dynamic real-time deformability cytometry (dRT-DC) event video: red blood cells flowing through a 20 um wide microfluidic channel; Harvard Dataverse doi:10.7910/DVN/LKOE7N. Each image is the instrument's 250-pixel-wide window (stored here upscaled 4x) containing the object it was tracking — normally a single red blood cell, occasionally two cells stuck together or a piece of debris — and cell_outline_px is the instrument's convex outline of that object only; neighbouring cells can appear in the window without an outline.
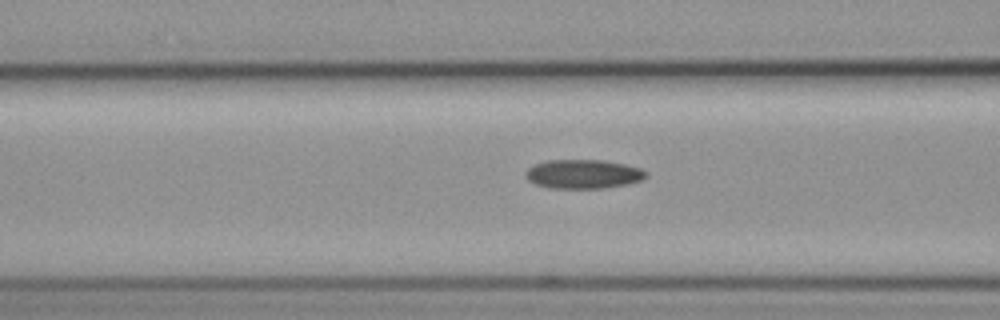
{"species": "common noctule bat (a hibernating species)", "species_latin": "Nyctalus noctula", "temperature_condition": "cold", "stored_images_in_passage": 8, "camera_frame_rate_fps": 3000, "um_per_image_px": 0.085, "animal": {"sex": "female", "body_mass_g": 19.3, "forearm_length_mm": 54.1}, "frame": {"image": 1, "passage_image": 6, "time_ms": 1.667, "image_size_px": [1000, 320], "cell_outline_px": [[648, 176], [640, 180], [628, 184], [604, 188], [548, 188], [536, 184], [528, 180], [524, 176], [524, 172], [528, 168], [536, 164], [548, 160], [604, 160], [624, 164], [640, 168], [648, 172]], "centroid_in_image_um": [49.57, 14.79], "position_along_channel_um": 117.0, "area_um2": 20.46}}